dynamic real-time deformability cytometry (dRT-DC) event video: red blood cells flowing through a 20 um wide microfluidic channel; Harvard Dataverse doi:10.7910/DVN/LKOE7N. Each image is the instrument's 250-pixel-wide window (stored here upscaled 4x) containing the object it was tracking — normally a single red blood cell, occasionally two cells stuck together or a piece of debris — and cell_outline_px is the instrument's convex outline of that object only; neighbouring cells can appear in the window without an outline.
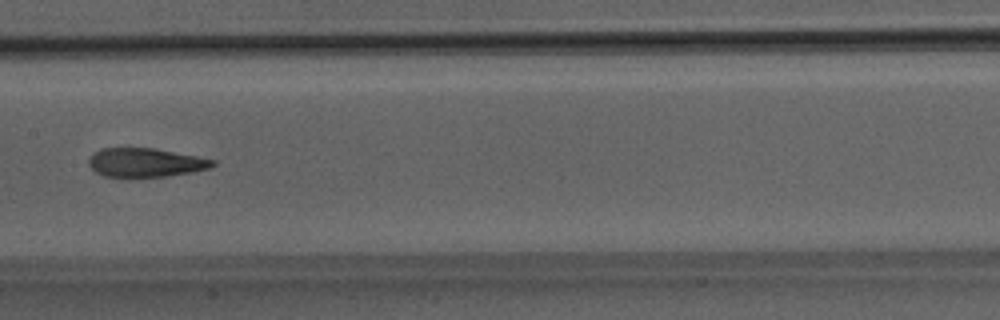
{"species": "Egyptian fruit bat (a non-hibernating species)", "species_latin": "Rousettus aegyptiacus", "temperature_condition": "room temperature", "stored_images_in_passage": 7, "camera_frame_rate_fps": 3000, "um_per_image_px": 0.085, "animal": {"sex": "male"}, "frame": {"image": 1, "passage_image": 7, "time_ms": 2.0, "image_size_px": [1000, 320], "cell_outline_px": [[216, 164], [212, 168], [192, 172], [164, 176], [128, 180], [120, 180], [104, 176], [96, 172], [88, 164], [88, 160], [96, 152], [104, 148], [152, 148], [196, 156], [216, 160]], "centroid_in_image_um": [12.35, 13.87], "position_along_channel_um": 195.1, "area_um2": 21.44}}